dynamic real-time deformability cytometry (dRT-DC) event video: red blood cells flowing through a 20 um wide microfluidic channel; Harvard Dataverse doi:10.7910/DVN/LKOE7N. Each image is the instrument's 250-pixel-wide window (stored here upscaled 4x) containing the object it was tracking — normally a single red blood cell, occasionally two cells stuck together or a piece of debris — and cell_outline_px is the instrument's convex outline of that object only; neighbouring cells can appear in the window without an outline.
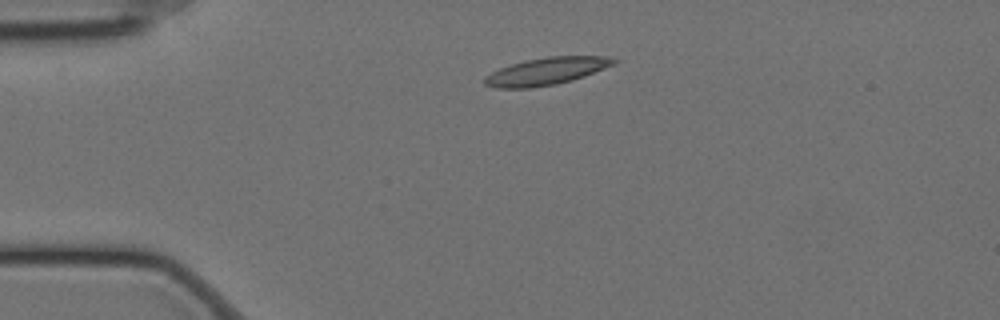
{"species": "Egyptian fruit bat (a non-hibernating species)", "species_latin": "Rousettus aegyptiacus", "temperature_condition": "cold", "stored_images_in_passage": 46, "camera_frame_rate_fps": 3000, "um_per_image_px": 0.085, "animal": {"sex": "female"}, "frame": {"image": 1, "passage_image": 1, "time_ms": 0.0, "image_size_px": [1000, 320], "cell_outline_px": [[620, 60], [604, 68], [584, 76], [572, 80], [556, 84], [532, 88], [496, 88], [484, 84], [484, 76], [500, 68], [524, 60], [548, 56], [608, 56]], "centroid_in_image_um": [46.42, 6.05], "position_along_channel_um": 38.6, "area_um2": 20.52}}
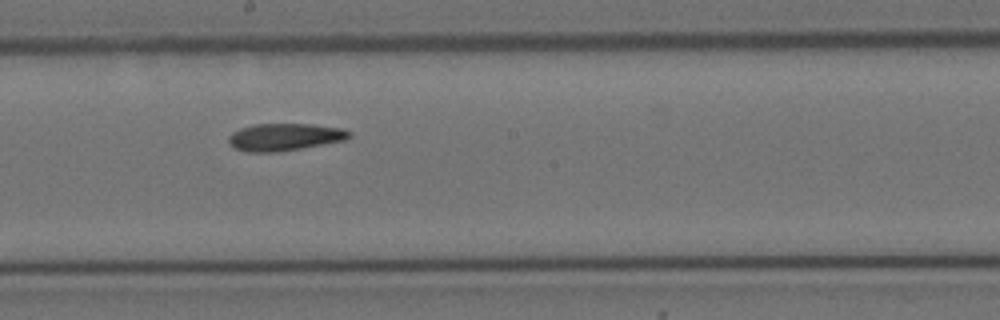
{"frame": {"image": 2, "passage_image": 20, "time_ms": 6.333, "image_size_px": [1000, 320], "cell_outline_px": [[352, 136], [344, 140], [300, 148], [276, 152], [248, 152], [232, 148], [228, 140], [228, 136], [232, 132], [240, 128], [252, 124], [312, 124], [340, 128], [352, 132]], "centroid_in_image_um": [24.14, 11.64], "position_along_channel_um": 224.1, "area_um2": 19.19}}
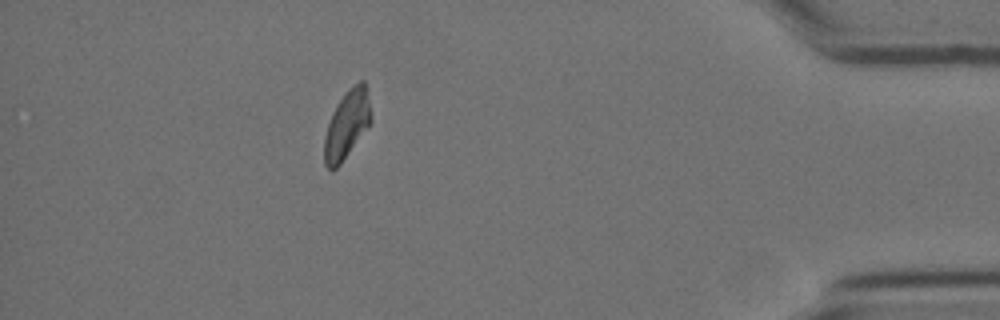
{"frame": {"image": 3, "passage_image": 40, "time_ms": 13.0, "image_size_px": [1000, 320], "cell_outline_px": [[372, 120], [340, 164], [332, 172], [324, 164], [324, 136], [332, 112], [336, 104], [348, 88], [352, 84], [360, 80], [364, 80], [372, 116]], "centroid_in_image_um": [29.46, 10.57], "position_along_channel_um": 405.7, "area_um2": 18.44}}